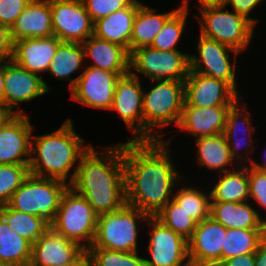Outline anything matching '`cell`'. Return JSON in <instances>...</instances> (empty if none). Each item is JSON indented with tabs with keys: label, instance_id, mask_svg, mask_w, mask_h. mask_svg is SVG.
<instances>
[{
	"label": "cell",
	"instance_id": "16",
	"mask_svg": "<svg viewBox=\"0 0 266 266\" xmlns=\"http://www.w3.org/2000/svg\"><path fill=\"white\" fill-rule=\"evenodd\" d=\"M185 103L199 108L231 107L240 97L227 82L189 71L184 82Z\"/></svg>",
	"mask_w": 266,
	"mask_h": 266
},
{
	"label": "cell",
	"instance_id": "25",
	"mask_svg": "<svg viewBox=\"0 0 266 266\" xmlns=\"http://www.w3.org/2000/svg\"><path fill=\"white\" fill-rule=\"evenodd\" d=\"M250 202H210V217L227 229H266V217Z\"/></svg>",
	"mask_w": 266,
	"mask_h": 266
},
{
	"label": "cell",
	"instance_id": "5",
	"mask_svg": "<svg viewBox=\"0 0 266 266\" xmlns=\"http://www.w3.org/2000/svg\"><path fill=\"white\" fill-rule=\"evenodd\" d=\"M150 216L125 204L121 209L98 215L96 235L89 248H106L123 252L138 251V224Z\"/></svg>",
	"mask_w": 266,
	"mask_h": 266
},
{
	"label": "cell",
	"instance_id": "4",
	"mask_svg": "<svg viewBox=\"0 0 266 266\" xmlns=\"http://www.w3.org/2000/svg\"><path fill=\"white\" fill-rule=\"evenodd\" d=\"M149 91H143V140H164L160 128L178 126L185 102L184 82L151 80ZM147 92V93H146ZM157 127V128H156Z\"/></svg>",
	"mask_w": 266,
	"mask_h": 266
},
{
	"label": "cell",
	"instance_id": "7",
	"mask_svg": "<svg viewBox=\"0 0 266 266\" xmlns=\"http://www.w3.org/2000/svg\"><path fill=\"white\" fill-rule=\"evenodd\" d=\"M69 187L58 179L29 174L8 202L11 209L36 215L51 225L55 220L63 193Z\"/></svg>",
	"mask_w": 266,
	"mask_h": 266
},
{
	"label": "cell",
	"instance_id": "26",
	"mask_svg": "<svg viewBox=\"0 0 266 266\" xmlns=\"http://www.w3.org/2000/svg\"><path fill=\"white\" fill-rule=\"evenodd\" d=\"M141 4L140 0H133L127 7L100 18L94 22L93 35L119 44L130 53L133 20Z\"/></svg>",
	"mask_w": 266,
	"mask_h": 266
},
{
	"label": "cell",
	"instance_id": "39",
	"mask_svg": "<svg viewBox=\"0 0 266 266\" xmlns=\"http://www.w3.org/2000/svg\"><path fill=\"white\" fill-rule=\"evenodd\" d=\"M249 201L266 211V171L248 165ZM259 205V206H258Z\"/></svg>",
	"mask_w": 266,
	"mask_h": 266
},
{
	"label": "cell",
	"instance_id": "45",
	"mask_svg": "<svg viewBox=\"0 0 266 266\" xmlns=\"http://www.w3.org/2000/svg\"><path fill=\"white\" fill-rule=\"evenodd\" d=\"M255 266H266V238L259 244L255 252Z\"/></svg>",
	"mask_w": 266,
	"mask_h": 266
},
{
	"label": "cell",
	"instance_id": "11",
	"mask_svg": "<svg viewBox=\"0 0 266 266\" xmlns=\"http://www.w3.org/2000/svg\"><path fill=\"white\" fill-rule=\"evenodd\" d=\"M147 251L149 259L144 258L145 266H191L188 255V240L164 226L155 217H150Z\"/></svg>",
	"mask_w": 266,
	"mask_h": 266
},
{
	"label": "cell",
	"instance_id": "8",
	"mask_svg": "<svg viewBox=\"0 0 266 266\" xmlns=\"http://www.w3.org/2000/svg\"><path fill=\"white\" fill-rule=\"evenodd\" d=\"M225 9V10H224ZM200 14V16H199ZM194 15L199 21L200 35L243 53L254 37L255 26L242 15L225 6L207 7Z\"/></svg>",
	"mask_w": 266,
	"mask_h": 266
},
{
	"label": "cell",
	"instance_id": "44",
	"mask_svg": "<svg viewBox=\"0 0 266 266\" xmlns=\"http://www.w3.org/2000/svg\"><path fill=\"white\" fill-rule=\"evenodd\" d=\"M219 266H255V253L238 255L224 260Z\"/></svg>",
	"mask_w": 266,
	"mask_h": 266
},
{
	"label": "cell",
	"instance_id": "43",
	"mask_svg": "<svg viewBox=\"0 0 266 266\" xmlns=\"http://www.w3.org/2000/svg\"><path fill=\"white\" fill-rule=\"evenodd\" d=\"M13 53V41L10 28L0 23V61L10 60Z\"/></svg>",
	"mask_w": 266,
	"mask_h": 266
},
{
	"label": "cell",
	"instance_id": "27",
	"mask_svg": "<svg viewBox=\"0 0 266 266\" xmlns=\"http://www.w3.org/2000/svg\"><path fill=\"white\" fill-rule=\"evenodd\" d=\"M197 162L208 170L219 171V174L237 168L230 155L229 145L223 133L195 139ZM230 168H229V167Z\"/></svg>",
	"mask_w": 266,
	"mask_h": 266
},
{
	"label": "cell",
	"instance_id": "9",
	"mask_svg": "<svg viewBox=\"0 0 266 266\" xmlns=\"http://www.w3.org/2000/svg\"><path fill=\"white\" fill-rule=\"evenodd\" d=\"M190 53L181 50L160 51L141 47L130 53V73L145 76L150 81L173 80L185 82L190 71Z\"/></svg>",
	"mask_w": 266,
	"mask_h": 266
},
{
	"label": "cell",
	"instance_id": "6",
	"mask_svg": "<svg viewBox=\"0 0 266 266\" xmlns=\"http://www.w3.org/2000/svg\"><path fill=\"white\" fill-rule=\"evenodd\" d=\"M98 214L88 201L70 186L63 193L50 228L87 250L94 242Z\"/></svg>",
	"mask_w": 266,
	"mask_h": 266
},
{
	"label": "cell",
	"instance_id": "1",
	"mask_svg": "<svg viewBox=\"0 0 266 266\" xmlns=\"http://www.w3.org/2000/svg\"><path fill=\"white\" fill-rule=\"evenodd\" d=\"M170 140L123 143L126 204L154 217L170 200L180 171L170 155Z\"/></svg>",
	"mask_w": 266,
	"mask_h": 266
},
{
	"label": "cell",
	"instance_id": "49",
	"mask_svg": "<svg viewBox=\"0 0 266 266\" xmlns=\"http://www.w3.org/2000/svg\"><path fill=\"white\" fill-rule=\"evenodd\" d=\"M12 115V113L3 105L0 104V126Z\"/></svg>",
	"mask_w": 266,
	"mask_h": 266
},
{
	"label": "cell",
	"instance_id": "12",
	"mask_svg": "<svg viewBox=\"0 0 266 266\" xmlns=\"http://www.w3.org/2000/svg\"><path fill=\"white\" fill-rule=\"evenodd\" d=\"M124 75L126 74H115L100 68L85 66L75 86L70 90V99L85 107L110 111L117 80Z\"/></svg>",
	"mask_w": 266,
	"mask_h": 266
},
{
	"label": "cell",
	"instance_id": "34",
	"mask_svg": "<svg viewBox=\"0 0 266 266\" xmlns=\"http://www.w3.org/2000/svg\"><path fill=\"white\" fill-rule=\"evenodd\" d=\"M189 3V0H181L179 9L166 21L150 47L160 51L178 50L177 45L187 25L186 19L190 12Z\"/></svg>",
	"mask_w": 266,
	"mask_h": 266
},
{
	"label": "cell",
	"instance_id": "23",
	"mask_svg": "<svg viewBox=\"0 0 266 266\" xmlns=\"http://www.w3.org/2000/svg\"><path fill=\"white\" fill-rule=\"evenodd\" d=\"M12 41L54 36L50 0H31L10 28Z\"/></svg>",
	"mask_w": 266,
	"mask_h": 266
},
{
	"label": "cell",
	"instance_id": "51",
	"mask_svg": "<svg viewBox=\"0 0 266 266\" xmlns=\"http://www.w3.org/2000/svg\"><path fill=\"white\" fill-rule=\"evenodd\" d=\"M0 266H10V265L0 262Z\"/></svg>",
	"mask_w": 266,
	"mask_h": 266
},
{
	"label": "cell",
	"instance_id": "14",
	"mask_svg": "<svg viewBox=\"0 0 266 266\" xmlns=\"http://www.w3.org/2000/svg\"><path fill=\"white\" fill-rule=\"evenodd\" d=\"M42 78L11 59L4 61V106L12 114H23V109L18 107L20 103L32 101L51 90Z\"/></svg>",
	"mask_w": 266,
	"mask_h": 266
},
{
	"label": "cell",
	"instance_id": "30",
	"mask_svg": "<svg viewBox=\"0 0 266 266\" xmlns=\"http://www.w3.org/2000/svg\"><path fill=\"white\" fill-rule=\"evenodd\" d=\"M84 50L81 43L78 42H61L56 49L55 56L51 60L47 72L56 79L69 81V91L75 86L80 74L71 78L77 70L85 69Z\"/></svg>",
	"mask_w": 266,
	"mask_h": 266
},
{
	"label": "cell",
	"instance_id": "17",
	"mask_svg": "<svg viewBox=\"0 0 266 266\" xmlns=\"http://www.w3.org/2000/svg\"><path fill=\"white\" fill-rule=\"evenodd\" d=\"M27 114H12L0 126V164H29L34 127Z\"/></svg>",
	"mask_w": 266,
	"mask_h": 266
},
{
	"label": "cell",
	"instance_id": "3",
	"mask_svg": "<svg viewBox=\"0 0 266 266\" xmlns=\"http://www.w3.org/2000/svg\"><path fill=\"white\" fill-rule=\"evenodd\" d=\"M91 145H86L84 138L76 133L71 119H66L52 133L32 134L29 174L58 179L70 185L80 158Z\"/></svg>",
	"mask_w": 266,
	"mask_h": 266
},
{
	"label": "cell",
	"instance_id": "42",
	"mask_svg": "<svg viewBox=\"0 0 266 266\" xmlns=\"http://www.w3.org/2000/svg\"><path fill=\"white\" fill-rule=\"evenodd\" d=\"M261 2L263 3L264 0H223V5L225 7L231 5V8L234 12L245 17L256 27L258 19L251 17L250 14L255 10L257 6H260L259 4Z\"/></svg>",
	"mask_w": 266,
	"mask_h": 266
},
{
	"label": "cell",
	"instance_id": "22",
	"mask_svg": "<svg viewBox=\"0 0 266 266\" xmlns=\"http://www.w3.org/2000/svg\"><path fill=\"white\" fill-rule=\"evenodd\" d=\"M230 107L199 108L189 106L185 102L180 122L179 132H188L194 139L221 134L226 125ZM181 130V131H180Z\"/></svg>",
	"mask_w": 266,
	"mask_h": 266
},
{
	"label": "cell",
	"instance_id": "28",
	"mask_svg": "<svg viewBox=\"0 0 266 266\" xmlns=\"http://www.w3.org/2000/svg\"><path fill=\"white\" fill-rule=\"evenodd\" d=\"M173 9L170 12H157L145 4H141L133 20L132 35L130 39V53L141 47L151 46L154 38L163 28L166 21L178 10Z\"/></svg>",
	"mask_w": 266,
	"mask_h": 266
},
{
	"label": "cell",
	"instance_id": "21",
	"mask_svg": "<svg viewBox=\"0 0 266 266\" xmlns=\"http://www.w3.org/2000/svg\"><path fill=\"white\" fill-rule=\"evenodd\" d=\"M62 41L56 36L25 38L13 42L12 58L16 64L40 76L47 72Z\"/></svg>",
	"mask_w": 266,
	"mask_h": 266
},
{
	"label": "cell",
	"instance_id": "40",
	"mask_svg": "<svg viewBox=\"0 0 266 266\" xmlns=\"http://www.w3.org/2000/svg\"><path fill=\"white\" fill-rule=\"evenodd\" d=\"M93 22L127 7L133 0H82Z\"/></svg>",
	"mask_w": 266,
	"mask_h": 266
},
{
	"label": "cell",
	"instance_id": "13",
	"mask_svg": "<svg viewBox=\"0 0 266 266\" xmlns=\"http://www.w3.org/2000/svg\"><path fill=\"white\" fill-rule=\"evenodd\" d=\"M53 34L62 42L83 43L93 36L94 22L82 0H50Z\"/></svg>",
	"mask_w": 266,
	"mask_h": 266
},
{
	"label": "cell",
	"instance_id": "31",
	"mask_svg": "<svg viewBox=\"0 0 266 266\" xmlns=\"http://www.w3.org/2000/svg\"><path fill=\"white\" fill-rule=\"evenodd\" d=\"M32 243L10 229L0 216V262L10 266H29Z\"/></svg>",
	"mask_w": 266,
	"mask_h": 266
},
{
	"label": "cell",
	"instance_id": "50",
	"mask_svg": "<svg viewBox=\"0 0 266 266\" xmlns=\"http://www.w3.org/2000/svg\"><path fill=\"white\" fill-rule=\"evenodd\" d=\"M265 152V156H264V161L262 164L256 162L255 160H253L251 162V164H249L251 167L255 168V169H259L261 171H266V150L264 151Z\"/></svg>",
	"mask_w": 266,
	"mask_h": 266
},
{
	"label": "cell",
	"instance_id": "15",
	"mask_svg": "<svg viewBox=\"0 0 266 266\" xmlns=\"http://www.w3.org/2000/svg\"><path fill=\"white\" fill-rule=\"evenodd\" d=\"M140 78L131 73L117 80L113 104L121 120L133 133V141L143 140V88Z\"/></svg>",
	"mask_w": 266,
	"mask_h": 266
},
{
	"label": "cell",
	"instance_id": "33",
	"mask_svg": "<svg viewBox=\"0 0 266 266\" xmlns=\"http://www.w3.org/2000/svg\"><path fill=\"white\" fill-rule=\"evenodd\" d=\"M0 216L10 229L32 244L50 228L38 216L11 209L8 205L0 207Z\"/></svg>",
	"mask_w": 266,
	"mask_h": 266
},
{
	"label": "cell",
	"instance_id": "2",
	"mask_svg": "<svg viewBox=\"0 0 266 266\" xmlns=\"http://www.w3.org/2000/svg\"><path fill=\"white\" fill-rule=\"evenodd\" d=\"M102 149L98 152L90 146L80 158L69 185L98 215L117 211L126 204L123 143Z\"/></svg>",
	"mask_w": 266,
	"mask_h": 266
},
{
	"label": "cell",
	"instance_id": "47",
	"mask_svg": "<svg viewBox=\"0 0 266 266\" xmlns=\"http://www.w3.org/2000/svg\"><path fill=\"white\" fill-rule=\"evenodd\" d=\"M198 3V11L207 7L222 6L223 0H196Z\"/></svg>",
	"mask_w": 266,
	"mask_h": 266
},
{
	"label": "cell",
	"instance_id": "32",
	"mask_svg": "<svg viewBox=\"0 0 266 266\" xmlns=\"http://www.w3.org/2000/svg\"><path fill=\"white\" fill-rule=\"evenodd\" d=\"M265 238L266 229H227L221 249V263L238 255L255 253Z\"/></svg>",
	"mask_w": 266,
	"mask_h": 266
},
{
	"label": "cell",
	"instance_id": "24",
	"mask_svg": "<svg viewBox=\"0 0 266 266\" xmlns=\"http://www.w3.org/2000/svg\"><path fill=\"white\" fill-rule=\"evenodd\" d=\"M85 60L90 58L91 65L86 66L100 68L115 74L130 73V53L119 44L96 38L88 37L81 43Z\"/></svg>",
	"mask_w": 266,
	"mask_h": 266
},
{
	"label": "cell",
	"instance_id": "10",
	"mask_svg": "<svg viewBox=\"0 0 266 266\" xmlns=\"http://www.w3.org/2000/svg\"><path fill=\"white\" fill-rule=\"evenodd\" d=\"M196 45L198 55H189L190 71L225 81L238 93L236 62L241 53L200 34Z\"/></svg>",
	"mask_w": 266,
	"mask_h": 266
},
{
	"label": "cell",
	"instance_id": "38",
	"mask_svg": "<svg viewBox=\"0 0 266 266\" xmlns=\"http://www.w3.org/2000/svg\"><path fill=\"white\" fill-rule=\"evenodd\" d=\"M28 175L29 164H0V207L8 204Z\"/></svg>",
	"mask_w": 266,
	"mask_h": 266
},
{
	"label": "cell",
	"instance_id": "46",
	"mask_svg": "<svg viewBox=\"0 0 266 266\" xmlns=\"http://www.w3.org/2000/svg\"><path fill=\"white\" fill-rule=\"evenodd\" d=\"M62 266H91V260L87 250H84L75 260Z\"/></svg>",
	"mask_w": 266,
	"mask_h": 266
},
{
	"label": "cell",
	"instance_id": "18",
	"mask_svg": "<svg viewBox=\"0 0 266 266\" xmlns=\"http://www.w3.org/2000/svg\"><path fill=\"white\" fill-rule=\"evenodd\" d=\"M227 228L211 217L197 223L188 240L191 266H219Z\"/></svg>",
	"mask_w": 266,
	"mask_h": 266
},
{
	"label": "cell",
	"instance_id": "19",
	"mask_svg": "<svg viewBox=\"0 0 266 266\" xmlns=\"http://www.w3.org/2000/svg\"><path fill=\"white\" fill-rule=\"evenodd\" d=\"M252 120L249 110L240 102L239 98L228 111L226 125L223 131V135L229 145L232 159L235 163L239 162V165L243 166L248 164L246 160L250 162V164L254 160L252 157L250 158V155H252L251 152L255 150V144H253L255 142L252 137L255 127L252 125ZM241 150H243V153Z\"/></svg>",
	"mask_w": 266,
	"mask_h": 266
},
{
	"label": "cell",
	"instance_id": "48",
	"mask_svg": "<svg viewBox=\"0 0 266 266\" xmlns=\"http://www.w3.org/2000/svg\"><path fill=\"white\" fill-rule=\"evenodd\" d=\"M0 104L4 105V61H0Z\"/></svg>",
	"mask_w": 266,
	"mask_h": 266
},
{
	"label": "cell",
	"instance_id": "41",
	"mask_svg": "<svg viewBox=\"0 0 266 266\" xmlns=\"http://www.w3.org/2000/svg\"><path fill=\"white\" fill-rule=\"evenodd\" d=\"M31 0H0V23L11 28Z\"/></svg>",
	"mask_w": 266,
	"mask_h": 266
},
{
	"label": "cell",
	"instance_id": "36",
	"mask_svg": "<svg viewBox=\"0 0 266 266\" xmlns=\"http://www.w3.org/2000/svg\"><path fill=\"white\" fill-rule=\"evenodd\" d=\"M164 226L189 240L197 226L194 220L173 199L170 200L155 216Z\"/></svg>",
	"mask_w": 266,
	"mask_h": 266
},
{
	"label": "cell",
	"instance_id": "37",
	"mask_svg": "<svg viewBox=\"0 0 266 266\" xmlns=\"http://www.w3.org/2000/svg\"><path fill=\"white\" fill-rule=\"evenodd\" d=\"M91 266H145L139 251L123 252L106 248H88Z\"/></svg>",
	"mask_w": 266,
	"mask_h": 266
},
{
	"label": "cell",
	"instance_id": "20",
	"mask_svg": "<svg viewBox=\"0 0 266 266\" xmlns=\"http://www.w3.org/2000/svg\"><path fill=\"white\" fill-rule=\"evenodd\" d=\"M84 250L49 228L32 244L29 266H62L75 260Z\"/></svg>",
	"mask_w": 266,
	"mask_h": 266
},
{
	"label": "cell",
	"instance_id": "35",
	"mask_svg": "<svg viewBox=\"0 0 266 266\" xmlns=\"http://www.w3.org/2000/svg\"><path fill=\"white\" fill-rule=\"evenodd\" d=\"M179 187L178 185L175 187L173 200L198 223L209 218L210 192L206 193L198 187H189L187 184Z\"/></svg>",
	"mask_w": 266,
	"mask_h": 266
},
{
	"label": "cell",
	"instance_id": "29",
	"mask_svg": "<svg viewBox=\"0 0 266 266\" xmlns=\"http://www.w3.org/2000/svg\"><path fill=\"white\" fill-rule=\"evenodd\" d=\"M209 190L210 202L249 201L248 165L221 173Z\"/></svg>",
	"mask_w": 266,
	"mask_h": 266
}]
</instances>
